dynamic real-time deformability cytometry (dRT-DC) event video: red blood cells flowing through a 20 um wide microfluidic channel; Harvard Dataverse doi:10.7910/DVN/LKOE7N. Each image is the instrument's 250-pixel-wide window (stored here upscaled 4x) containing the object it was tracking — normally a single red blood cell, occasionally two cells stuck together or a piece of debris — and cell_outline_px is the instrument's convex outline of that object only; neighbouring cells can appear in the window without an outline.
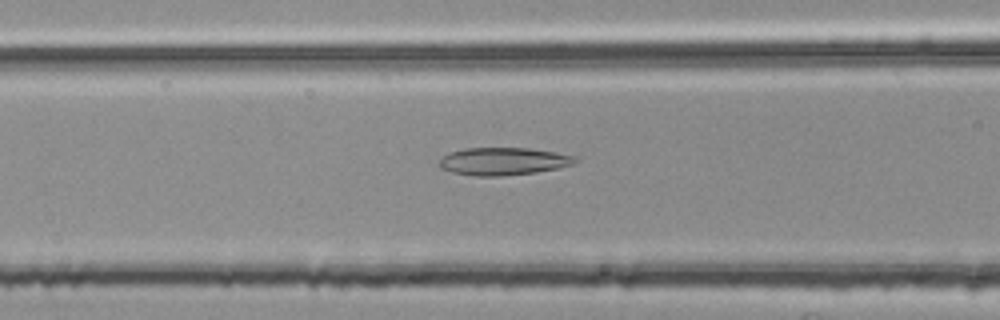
{"species": "common noctule bat (a hibernating species)", "species_latin": "Nyctalus noctula", "temperature_condition": "room temperature", "stored_images_in_passage": 9, "camera_frame_rate_fps": 3000, "um_per_image_px": 0.085, "animal": {"sex": "female", "body_mass_g": 25.1}, "frame": {"image": 1, "passage_image": 7, "time_ms": 2.0, "image_size_px": [1000, 320], "cell_outline_px": [[576, 160], [572, 164], [556, 168], [536, 172], [500, 176], [476, 176], [452, 172], [440, 168], [440, 160], [448, 152], [468, 148], [528, 148], [556, 152], [576, 156]], "centroid_in_image_um": [42.76, 13.71], "position_along_channel_um": 123.8, "area_um2": 21.68}}